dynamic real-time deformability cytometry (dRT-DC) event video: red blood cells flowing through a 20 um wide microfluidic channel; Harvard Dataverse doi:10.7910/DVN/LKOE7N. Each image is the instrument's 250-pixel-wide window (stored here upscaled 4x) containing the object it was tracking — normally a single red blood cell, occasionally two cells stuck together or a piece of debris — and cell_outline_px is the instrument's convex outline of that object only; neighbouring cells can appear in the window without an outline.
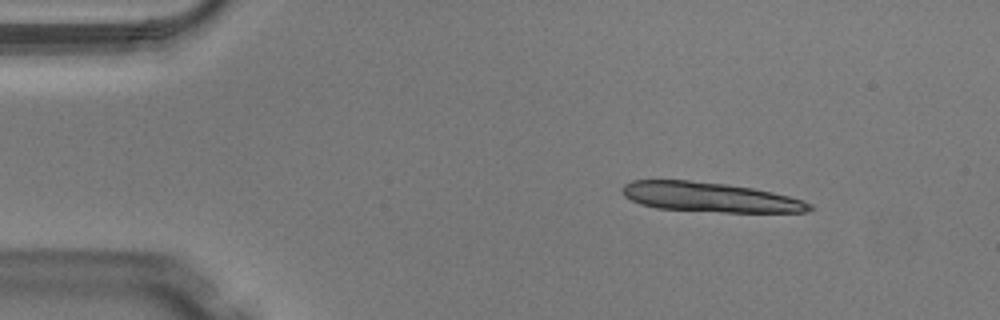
{"species": "Egyptian fruit bat (a non-hibernating species)", "species_latin": "Rousettus aegyptiacus", "temperature_condition": "warm", "stored_images_in_passage": 8, "camera_frame_rate_fps": 3000, "um_per_image_px": 0.085, "animal": {"sex": "male"}, "frame": {"image": 1, "passage_image": 1, "time_ms": 0.0, "image_size_px": [1000, 320], "cell_outline_px": [[812, 208], [808, 212], [724, 212], [656, 208], [640, 204], [624, 196], [620, 188], [624, 184], [632, 180], [688, 180], [728, 184], [752, 188], [772, 192], [788, 196], [812, 204]], "centroid_in_image_um": [60.3, 16.75], "position_along_channel_um": 24.7, "area_um2": 32.25}}